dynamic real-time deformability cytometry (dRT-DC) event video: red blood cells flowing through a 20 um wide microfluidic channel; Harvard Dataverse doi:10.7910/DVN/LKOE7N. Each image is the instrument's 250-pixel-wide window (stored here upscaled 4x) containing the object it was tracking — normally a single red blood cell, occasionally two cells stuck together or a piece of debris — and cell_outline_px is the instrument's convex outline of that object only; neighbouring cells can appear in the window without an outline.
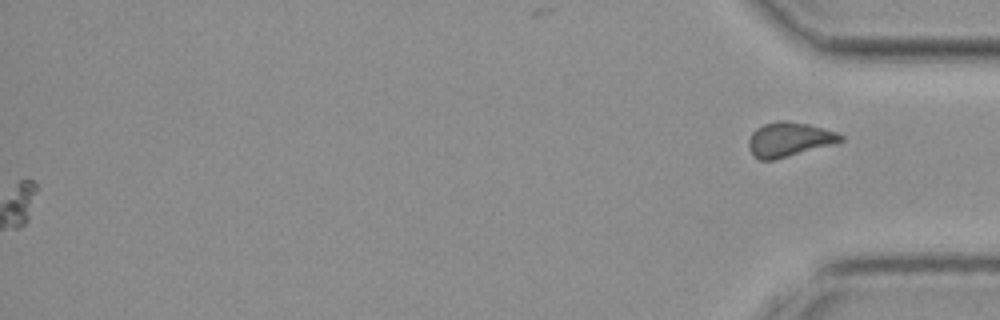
{"species": "common noctule bat (a hibernating species)", "species_latin": "Nyctalus noctula", "temperature_condition": "cold", "stored_images_in_passage": 49, "segment_of_instrument_passage": [2, 2], "camera_frame_rate_fps": 3000, "um_per_image_px": 0.085, "animal": {"sex": "female", "body_mass_g": 19.3, "forearm_length_mm": 54.1}, "frame": {"image": 1, "passage_image": 49, "time_ms": 16.0, "image_size_px": [1000, 320], "cell_outline_px": [[844, 140], [836, 144], [772, 160], [760, 160], [752, 156], [748, 148], [748, 140], [752, 132], [756, 128], [764, 124], [780, 120], [808, 124], [824, 128], [836, 132], [844, 136]], "centroid_in_image_um": [67.07, 11.86], "position_along_channel_um": 368.1, "area_um2": 18.55}}